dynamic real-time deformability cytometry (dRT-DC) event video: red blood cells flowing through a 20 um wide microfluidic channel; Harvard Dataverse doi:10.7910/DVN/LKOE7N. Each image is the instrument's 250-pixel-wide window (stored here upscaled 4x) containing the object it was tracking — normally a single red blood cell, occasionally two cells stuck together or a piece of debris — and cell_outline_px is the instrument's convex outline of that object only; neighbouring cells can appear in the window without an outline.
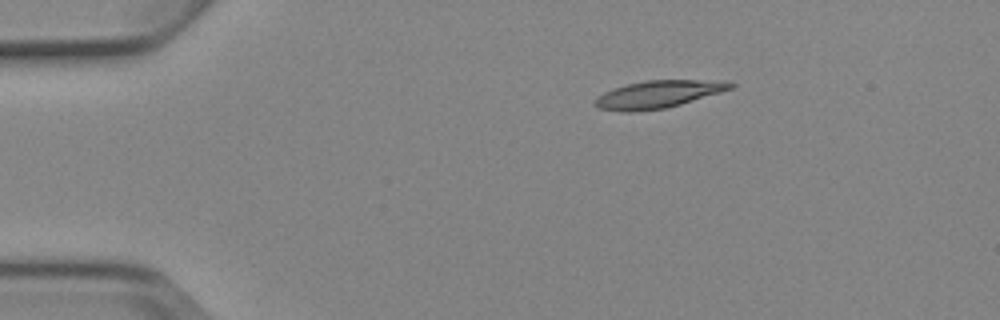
{"species": "Egyptian fruit bat (a non-hibernating species)", "species_latin": "Rousettus aegyptiacus", "temperature_condition": "cold", "stored_images_in_passage": 4, "camera_frame_rate_fps": 3000, "um_per_image_px": 0.085, "animal": {"sex": "female"}, "frame": {"image": 1, "passage_image": 2, "time_ms": 1.333, "image_size_px": [1000, 320], "cell_outline_px": [[736, 84], [732, 88], [720, 92], [680, 104], [664, 108], [628, 112], [620, 112], [596, 108], [592, 104], [592, 100], [596, 96], [612, 88], [628, 84], [648, 80], [728, 80]], "centroid_in_image_um": [55.88, 8.01], "position_along_channel_um": 29.1, "area_um2": 21.85}}